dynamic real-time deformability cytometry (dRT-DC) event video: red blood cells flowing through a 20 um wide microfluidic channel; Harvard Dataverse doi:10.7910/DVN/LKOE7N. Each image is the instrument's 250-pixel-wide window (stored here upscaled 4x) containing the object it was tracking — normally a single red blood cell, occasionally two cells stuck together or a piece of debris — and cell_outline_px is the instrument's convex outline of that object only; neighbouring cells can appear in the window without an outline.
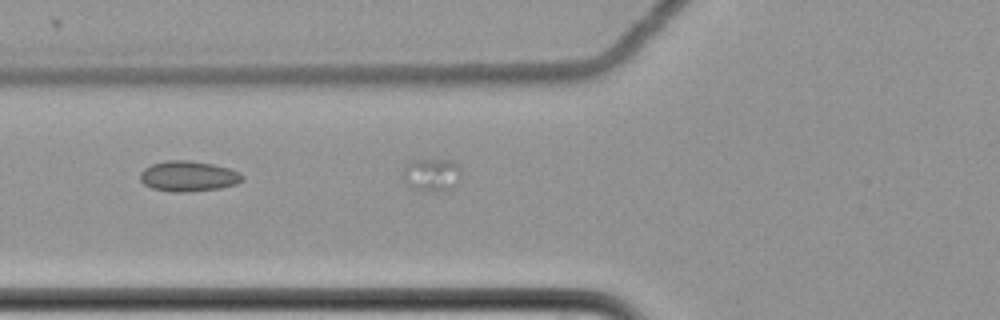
{"species": "common noctule bat (a hibernating species)", "species_latin": "Nyctalus noctula", "temperature_condition": "cold", "stored_images_in_passage": 7, "segment_of_instrument_passage": [2, 2], "camera_frame_rate_fps": 3000, "um_per_image_px": 0.085, "animal": {"sex": "female", "body_mass_g": 22.7, "forearm_length_mm": 54.2}, "frame": {"image": 1, "passage_image": 7, "time_ms": 2.0, "image_size_px": [1000, 320], "cell_outline_px": [[460, 176], [452, 188], [428, 192], [412, 188], [404, 180], [404, 168], [408, 160], [452, 160], [460, 164]], "centroid_in_image_um": [36.69, 14.83], "position_along_channel_um": 89.1, "area_um2": 11.1}}